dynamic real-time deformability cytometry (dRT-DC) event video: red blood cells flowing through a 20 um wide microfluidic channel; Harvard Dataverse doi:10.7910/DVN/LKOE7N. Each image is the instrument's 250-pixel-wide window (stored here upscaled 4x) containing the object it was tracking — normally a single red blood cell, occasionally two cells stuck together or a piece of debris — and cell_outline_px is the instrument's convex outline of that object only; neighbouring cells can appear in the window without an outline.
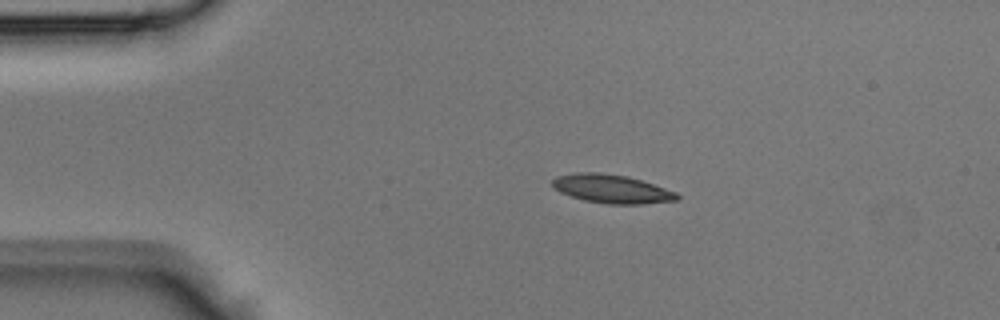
{"species": "Egyptian fruit bat (a non-hibernating species)", "species_latin": "Rousettus aegyptiacus", "temperature_condition": "room temperature", "stored_images_in_passage": 36, "camera_frame_rate_fps": 3000, "um_per_image_px": 0.085, "animal": {"sex": "male"}, "frame": {"image": 1, "passage_image": 1, "time_ms": 0.0, "image_size_px": [1000, 320], "cell_outline_px": [[680, 196], [676, 200], [640, 204], [608, 204], [584, 200], [560, 192], [552, 188], [552, 180], [556, 176], [576, 172], [600, 172], [628, 176], [676, 192]], "centroid_in_image_um": [51.94, 16.04], "position_along_channel_um": 33.1, "area_um2": 20.69}}
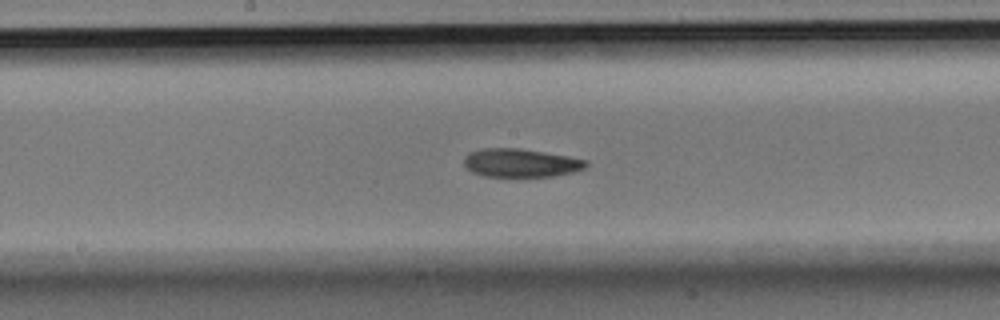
{"frame": {"image": 2, "passage_image": 15, "time_ms": 4.667, "image_size_px": [1000, 320], "cell_outline_px": [[588, 164], [584, 168], [572, 172], [552, 176], [484, 176], [472, 172], [464, 164], [464, 156], [468, 152], [484, 148], [520, 148], [568, 156], [588, 160]], "centroid_in_image_um": [44.25, 13.83], "position_along_channel_um": 204.0, "area_um2": 20.11}}
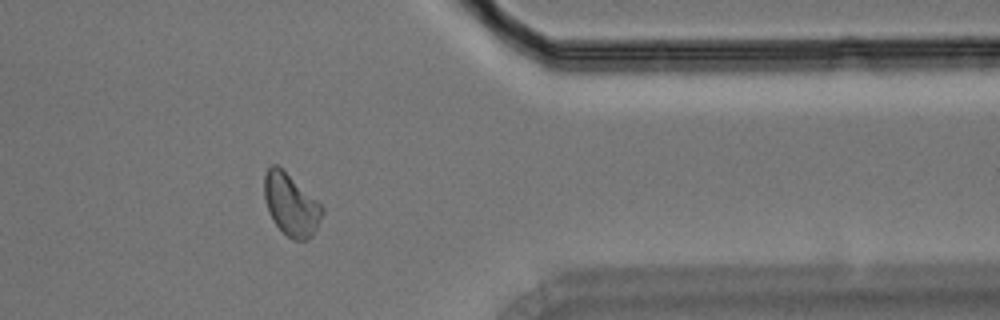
{"frame": {"image": 3, "passage_image": 28, "time_ms": 9.0, "image_size_px": [1000, 320], "cell_outline_px": [[324, 212], [312, 236], [308, 240], [292, 240], [272, 220], [264, 200], [264, 172], [272, 164], [276, 164], [320, 204], [324, 208]], "centroid_in_image_um": [24.71, 17.42], "position_along_channel_um": 386.7, "area_um2": 20.52}}